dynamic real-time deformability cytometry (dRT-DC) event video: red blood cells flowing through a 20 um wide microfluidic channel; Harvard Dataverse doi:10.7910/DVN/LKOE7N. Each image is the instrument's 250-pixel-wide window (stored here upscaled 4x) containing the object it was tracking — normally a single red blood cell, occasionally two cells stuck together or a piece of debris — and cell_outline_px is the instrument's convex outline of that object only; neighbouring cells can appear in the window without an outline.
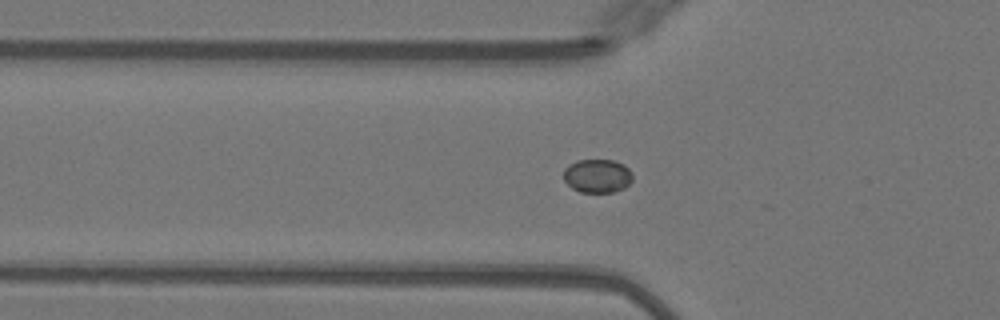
{"species": "Egyptian fruit bat (a non-hibernating species)", "species_latin": "Rousettus aegyptiacus", "temperature_condition": "warm", "stored_images_in_passage": 8, "camera_frame_rate_fps": 3000, "um_per_image_px": 0.085, "animal": {"sex": "female"}, "frame": {"image": 1, "passage_image": 3, "time_ms": 0.667, "image_size_px": [1000, 320], "cell_outline_px": [[632, 180], [624, 188], [612, 192], [580, 192], [572, 188], [564, 180], [564, 168], [568, 164], [576, 160], [612, 160], [624, 164], [632, 172]], "centroid_in_image_um": [50.77, 14.94], "position_along_channel_um": 75.0, "area_um2": 13.58}}
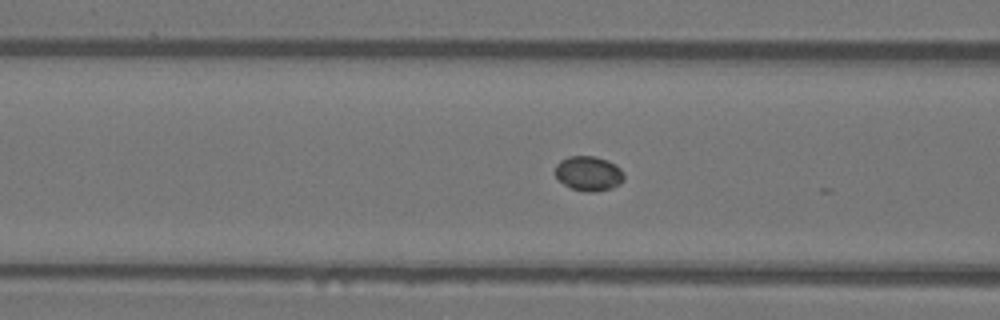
{"frame": {"image": 2, "passage_image": 6, "time_ms": 1.667, "image_size_px": [1000, 320], "cell_outline_px": [[624, 180], [620, 184], [612, 188], [596, 192], [584, 192], [572, 188], [564, 184], [556, 176], [556, 164], [560, 160], [568, 156], [596, 156], [608, 160], [616, 164], [624, 172]], "centroid_in_image_um": [50.07, 14.74], "position_along_channel_um": 116.5, "area_um2": 14.1}}